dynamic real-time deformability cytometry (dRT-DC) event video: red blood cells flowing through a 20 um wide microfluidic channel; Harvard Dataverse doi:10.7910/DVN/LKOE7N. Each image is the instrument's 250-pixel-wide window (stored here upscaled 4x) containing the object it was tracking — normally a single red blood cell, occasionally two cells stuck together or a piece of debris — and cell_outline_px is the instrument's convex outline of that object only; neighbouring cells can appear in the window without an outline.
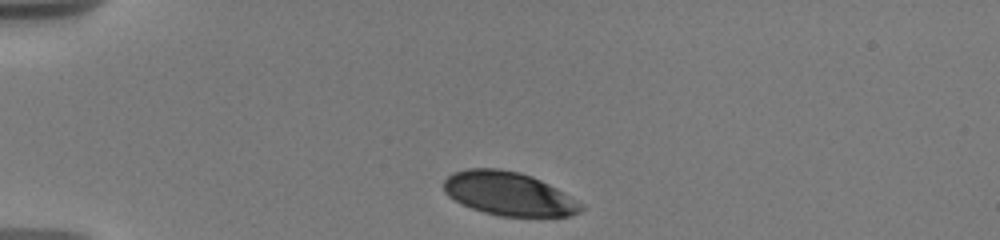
{"species": "human", "species_latin": "Homo sapiens", "temperature_condition": "warm", "stored_images_in_passage": 5, "camera_frame_rate_fps": 3000, "um_per_image_px": 0.085, "donor": {"sex": "male"}, "frame": {"image": 1, "passage_image": 1, "time_ms": 0.0, "image_size_px": [1000, 240], "cell_outline_px": [[584, 208], [580, 212], [568, 216], [500, 216], [484, 212], [472, 208], [448, 196], [444, 192], [444, 180], [448, 176], [456, 172], [468, 168], [496, 168], [520, 172], [532, 176], [556, 188], [584, 204]], "centroid_in_image_um": [43.26, 16.46], "position_along_channel_um": 41.7, "area_um2": 34.62}}
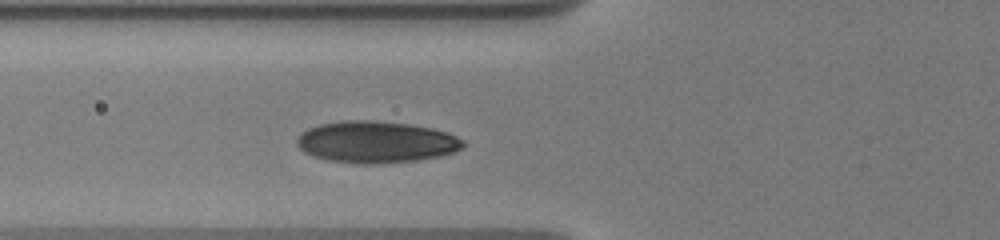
{"frame": {"image": 2, "passage_image": 5, "time_ms": 2.667, "image_size_px": [1000, 240], "cell_outline_px": [[468, 144], [456, 152], [440, 156], [416, 160], [380, 164], [360, 164], [328, 160], [312, 156], [304, 152], [296, 144], [296, 140], [300, 132], [308, 128], [320, 124], [344, 120], [372, 120], [408, 124], [432, 128], [456, 136], [464, 140]], "centroid_in_image_um": [31.96, 12.08], "position_along_channel_um": 93.8, "area_um2": 40.69}}